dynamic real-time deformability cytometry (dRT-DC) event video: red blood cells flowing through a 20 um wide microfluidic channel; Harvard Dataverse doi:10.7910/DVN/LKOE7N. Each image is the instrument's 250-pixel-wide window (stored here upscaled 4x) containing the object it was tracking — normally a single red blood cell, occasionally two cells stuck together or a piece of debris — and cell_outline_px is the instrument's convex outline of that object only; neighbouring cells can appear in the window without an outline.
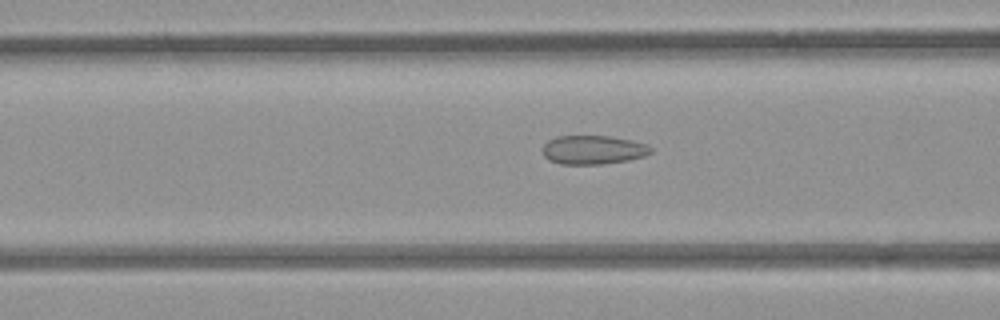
{"species": "common noctule bat (a hibernating species)", "species_latin": "Nyctalus noctula", "temperature_condition": "room temperature", "stored_images_in_passage": 34, "camera_frame_rate_fps": 3000, "um_per_image_px": 0.085, "animal": {"sex": "female", "body_mass_g": 21.9}, "frame": {"image": 1, "passage_image": 6, "time_ms": 1.667, "image_size_px": [1000, 320], "cell_outline_px": [[652, 152], [644, 156], [628, 160], [600, 164], [560, 164], [548, 160], [544, 156], [544, 144], [548, 140], [556, 136], [608, 136], [628, 140], [644, 144], [652, 148]], "centroid_in_image_um": [50.38, 12.74], "position_along_channel_um": 116.2, "area_um2": 17.98}}
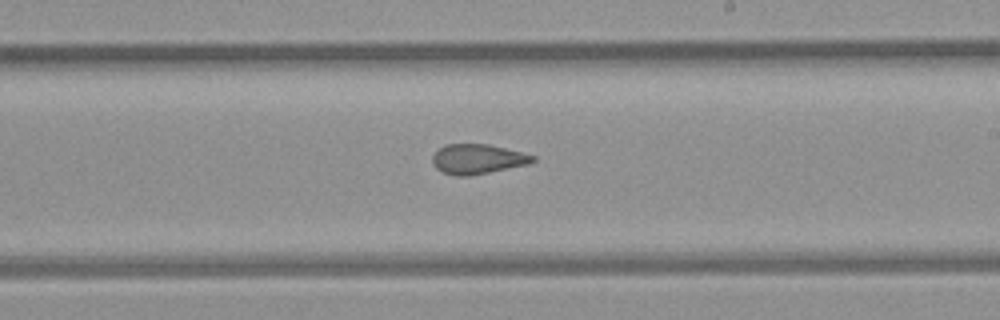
{"frame": {"image": 2, "passage_image": 16, "time_ms": 5.0, "image_size_px": [1000, 320], "cell_outline_px": [[536, 160], [528, 164], [468, 176], [456, 176], [444, 172], [436, 168], [432, 164], [432, 156], [444, 144], [488, 144], [536, 156]], "centroid_in_image_um": [40.57, 13.51], "position_along_channel_um": 248.4, "area_um2": 17.22}}
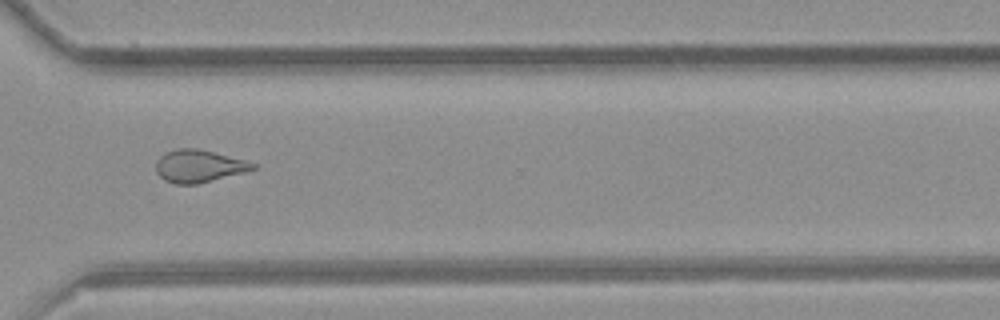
{"frame": {"image": 3, "passage_image": 24, "time_ms": 7.667, "image_size_px": [1000, 320], "cell_outline_px": [[260, 164], [256, 168], [244, 172], [196, 184], [176, 184], [164, 180], [156, 172], [156, 160], [164, 152], [176, 148], [196, 148]], "centroid_in_image_um": [16.87, 14.11], "position_along_channel_um": 353.7, "area_um2": 18.26}, "authors_computed_cell_mechanics": {"area_um2": 18.2359, "velocity_mm_per_s": 3.9615, "shape_relaxation_time_tau1_ms": null, "shape_relaxation_time_tau2_ms": 1.9824, "deformation_change_tau1": null, "deformation_change_tau2": 0.0876}}